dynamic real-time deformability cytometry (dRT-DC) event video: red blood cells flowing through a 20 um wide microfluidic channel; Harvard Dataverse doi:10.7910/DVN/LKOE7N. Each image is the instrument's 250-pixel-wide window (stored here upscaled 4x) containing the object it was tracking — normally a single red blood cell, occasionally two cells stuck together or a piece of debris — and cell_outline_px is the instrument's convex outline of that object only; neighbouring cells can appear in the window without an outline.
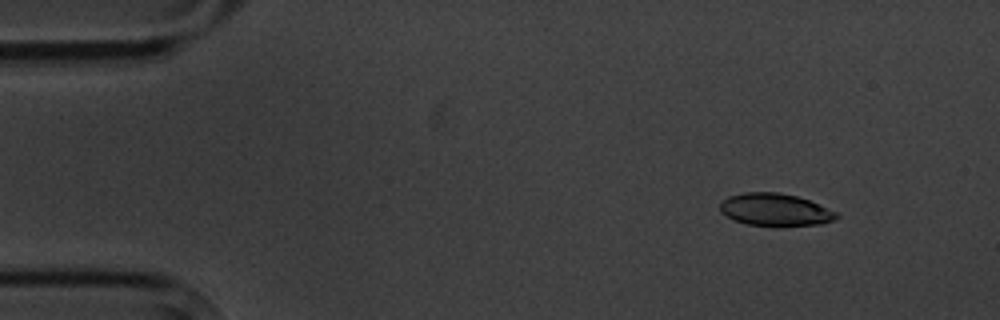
{"species": "common noctule bat (a hibernating species)", "species_latin": "Nyctalus noctula", "temperature_condition": "cold", "stored_images_in_passage": 5, "camera_frame_rate_fps": 3000, "um_per_image_px": 0.085, "animal": {"sex": "male", "body_mass_g": 20.1, "forearm_length_mm": 53.5}, "frame": {"image": 1, "passage_image": 2, "time_ms": 1.0, "image_size_px": [1000, 320], "cell_outline_px": [[840, 216], [836, 220], [820, 224], [776, 228], [748, 224], [736, 220], [720, 212], [720, 204], [728, 196], [744, 192], [780, 192], [796, 196], [808, 200], [836, 212]], "centroid_in_image_um": [65.91, 17.85], "position_along_channel_um": 19.1, "area_um2": 22.37}}